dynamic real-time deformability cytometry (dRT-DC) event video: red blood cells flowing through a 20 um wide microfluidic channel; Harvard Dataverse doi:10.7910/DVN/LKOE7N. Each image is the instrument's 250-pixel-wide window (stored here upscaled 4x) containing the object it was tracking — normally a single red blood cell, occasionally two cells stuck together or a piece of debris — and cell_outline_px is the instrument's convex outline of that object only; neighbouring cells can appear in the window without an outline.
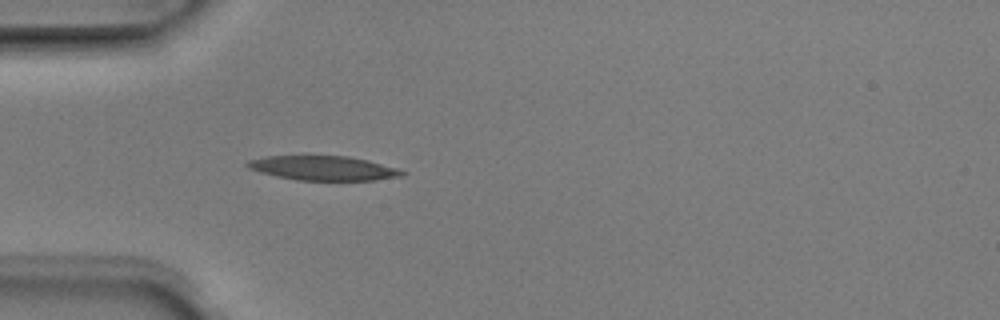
{"species": "Egyptian fruit bat (a non-hibernating species)", "species_latin": "Rousettus aegyptiacus", "temperature_condition": "room temperature", "stored_images_in_passage": 3, "camera_frame_rate_fps": 3000, "um_per_image_px": 0.085, "animal": {"sex": "male"}, "frame": {"image": 1, "passage_image": 3, "time_ms": 0.667, "image_size_px": [1000, 320], "cell_outline_px": [[408, 172], [404, 176], [372, 180], [296, 180], [276, 176], [260, 172], [248, 168], [244, 164], [248, 160], [264, 156], [348, 156], [368, 160], [396, 168]], "centroid_in_image_um": [27.47, 14.29], "position_along_channel_um": 57.5, "area_um2": 22.02}}